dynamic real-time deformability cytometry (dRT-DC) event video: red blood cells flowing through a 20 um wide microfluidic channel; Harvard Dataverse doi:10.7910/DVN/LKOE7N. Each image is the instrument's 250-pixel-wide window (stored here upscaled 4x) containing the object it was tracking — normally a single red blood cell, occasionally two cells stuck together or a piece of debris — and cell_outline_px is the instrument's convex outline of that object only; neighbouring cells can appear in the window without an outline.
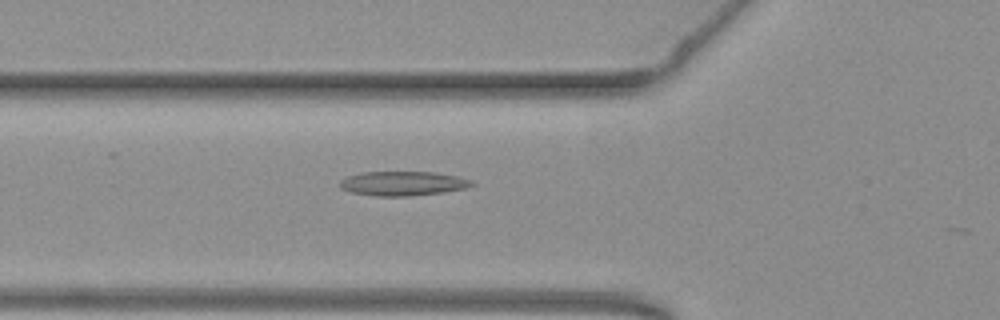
{"species": "common noctule bat (a hibernating species)", "species_latin": "Nyctalus noctula", "temperature_condition": "warm", "stored_images_in_passage": 21, "camera_frame_rate_fps": 3000, "um_per_image_px": 0.085, "animal": {"sex": "female", "body_mass_g": 19.3, "forearm_length_mm": 54.1}, "frame": {"image": 1, "passage_image": 20, "time_ms": 6.333, "image_size_px": [1000, 320], "cell_outline_px": [[476, 184], [464, 188], [444, 192], [412, 196], [376, 196], [352, 192], [340, 188], [340, 180], [348, 176], [360, 172], [432, 172], [456, 176], [472, 180]], "centroid_in_image_um": [34.23, 15.59], "position_along_channel_um": 91.6, "area_um2": 18.67}}